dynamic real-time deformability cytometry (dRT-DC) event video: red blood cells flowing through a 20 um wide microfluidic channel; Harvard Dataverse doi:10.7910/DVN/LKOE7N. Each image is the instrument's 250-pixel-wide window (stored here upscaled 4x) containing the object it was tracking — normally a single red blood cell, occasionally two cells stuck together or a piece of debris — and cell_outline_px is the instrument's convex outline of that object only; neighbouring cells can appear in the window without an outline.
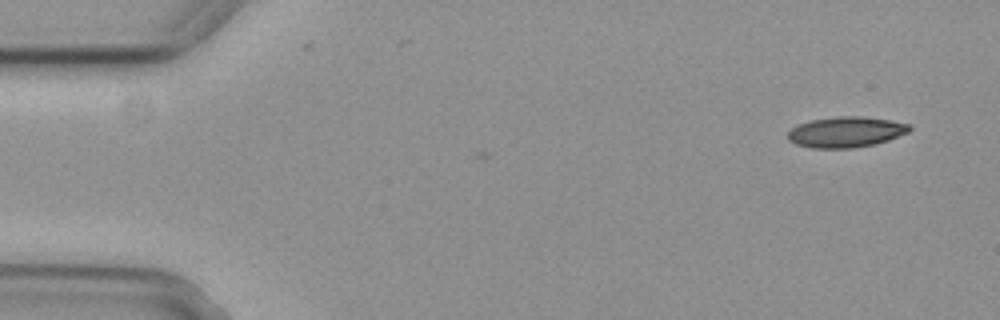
{"species": "common noctule bat (a hibernating species)", "species_latin": "Nyctalus noctula", "temperature_condition": "cold", "stored_images_in_passage": 5, "camera_frame_rate_fps": 3000, "um_per_image_px": 0.085, "animal": {"sex": "female", "body_mass_g": 29.2, "forearm_length_mm": 56.3}, "frame": {"image": 1, "passage_image": 1, "time_ms": 0.0, "image_size_px": [1000, 320], "cell_outline_px": [[912, 128], [908, 132], [888, 140], [876, 144], [852, 148], [812, 148], [796, 144], [788, 140], [788, 132], [796, 124], [812, 120], [836, 116], [864, 116], [892, 120], [908, 124]], "centroid_in_image_um": [71.9, 11.21], "position_along_channel_um": 13.1, "area_um2": 21.85}}
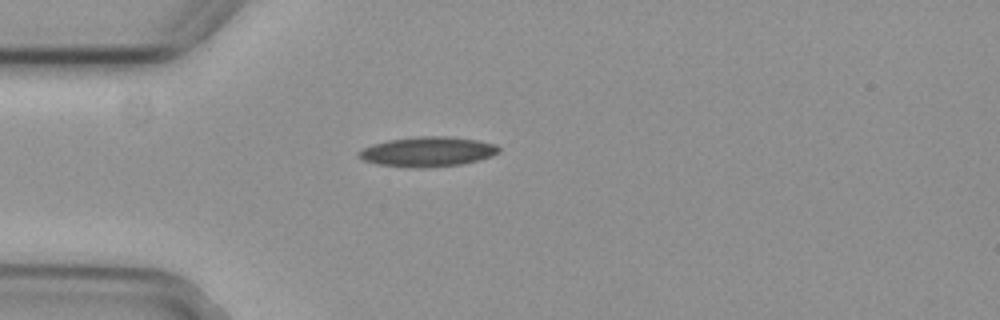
{"frame": {"image": 2, "passage_image": 4, "time_ms": 1.0, "image_size_px": [1000, 320], "cell_outline_px": [[500, 152], [492, 156], [460, 164], [380, 164], [364, 160], [356, 152], [372, 144], [388, 140], [416, 136], [448, 136], [476, 140], [496, 144], [500, 148]], "centroid_in_image_um": [36.4, 12.82], "position_along_channel_um": 48.6, "area_um2": 22.89}}